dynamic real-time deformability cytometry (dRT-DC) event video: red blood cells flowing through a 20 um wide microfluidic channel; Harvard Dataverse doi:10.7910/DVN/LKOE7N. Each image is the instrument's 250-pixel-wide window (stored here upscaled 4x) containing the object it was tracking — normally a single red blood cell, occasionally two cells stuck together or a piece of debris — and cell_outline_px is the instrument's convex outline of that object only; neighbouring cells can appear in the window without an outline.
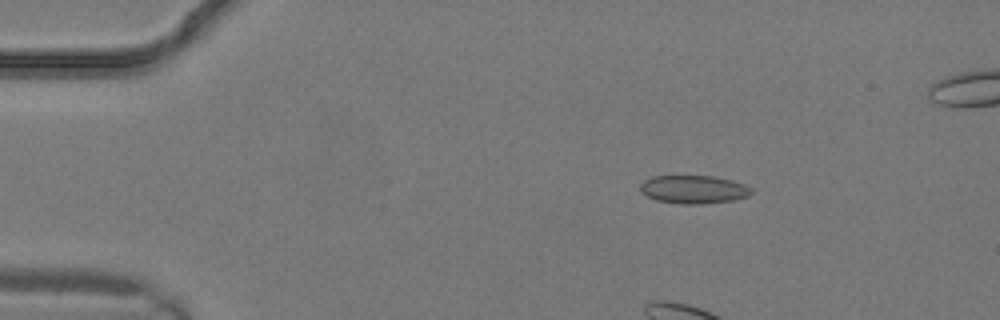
{"species": "common noctule bat (a hibernating species)", "species_latin": "Nyctalus noctula", "temperature_condition": "warm", "stored_images_in_passage": 29, "camera_frame_rate_fps": 3000, "um_per_image_px": 0.085, "animal": {"sex": "male", "body_mass_g": 19.2, "forearm_length_mm": 51.8}, "frame": {"image": 1, "passage_image": 5, "time_ms": 1.333, "image_size_px": [1000, 320], "cell_outline_px": [[752, 192], [748, 196], [732, 200], [700, 204], [684, 204], [656, 200], [648, 196], [640, 188], [640, 184], [644, 180], [652, 176], [712, 176], [732, 180], [744, 184], [752, 188]], "centroid_in_image_um": [58.97, 16.09], "position_along_channel_um": 26.0, "area_um2": 18.09}}
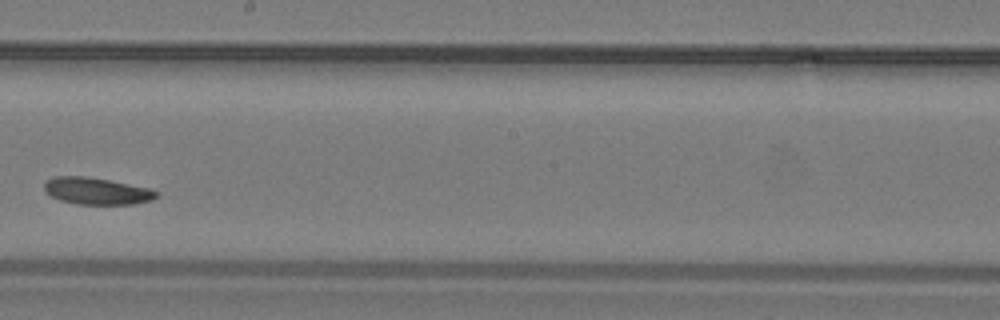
{"frame": {"image": 2, "passage_image": 17, "time_ms": 5.333, "image_size_px": [1000, 320], "cell_outline_px": [[160, 196], [152, 200], [132, 204], [76, 204], [60, 200], [52, 196], [44, 188], [44, 184], [48, 180], [56, 176], [88, 176], [148, 188], [160, 192]], "centroid_in_image_um": [8.26, 16.24], "position_along_channel_um": 239.9, "area_um2": 17.46}}